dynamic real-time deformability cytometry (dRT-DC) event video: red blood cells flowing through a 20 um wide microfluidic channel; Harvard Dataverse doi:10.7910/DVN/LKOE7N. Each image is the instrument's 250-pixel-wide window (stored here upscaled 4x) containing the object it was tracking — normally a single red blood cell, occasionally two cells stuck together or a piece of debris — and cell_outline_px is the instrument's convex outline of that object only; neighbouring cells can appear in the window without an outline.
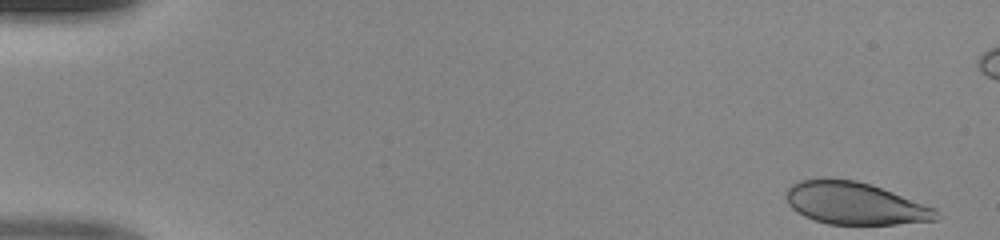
{"species": "human", "species_latin": "Homo sapiens", "temperature_condition": "room temperature", "stored_images_in_passage": 48, "camera_frame_rate_fps": 3000, "um_per_image_px": 0.085, "donor": {"sex": "male"}, "frame": {"image": 1, "passage_image": 1, "time_ms": 0.0, "image_size_px": [1000, 240], "cell_outline_px": [[936, 220], [896, 224], [828, 224], [804, 216], [796, 212], [788, 204], [784, 196], [788, 188], [792, 184], [800, 180], [824, 176], [856, 180], [872, 184], [936, 208]], "centroid_in_image_um": [72.6, 17.25], "position_along_channel_um": 12.4, "area_um2": 37.4}}
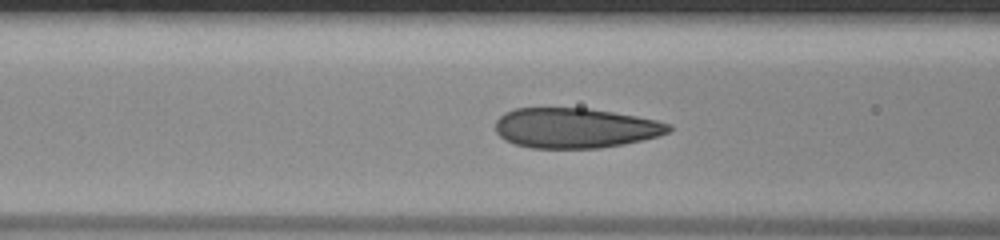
{"frame": {"image": 2, "passage_image": 19, "time_ms": 6.0, "image_size_px": [1000, 240], "cell_outline_px": [[672, 128], [668, 132], [656, 136], [624, 144], [600, 148], [532, 148], [516, 144], [504, 140], [496, 132], [496, 120], [504, 112], [516, 108], [588, 108], [636, 116], [656, 120], [672, 124]], "centroid_in_image_um": [48.87, 10.87], "position_along_channel_um": 117.7, "area_um2": 40.4}}
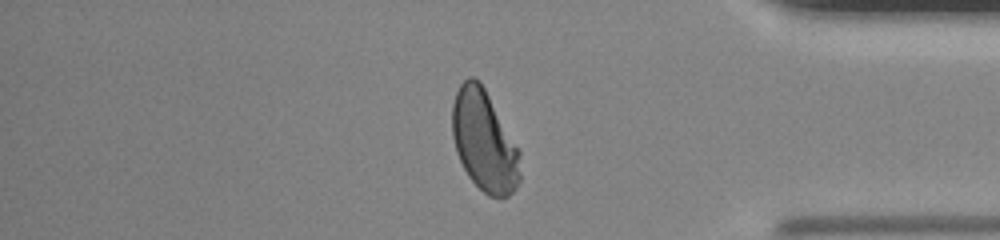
{"frame": {"image": 3, "passage_image": 40, "time_ms": 13.0, "image_size_px": [1000, 240], "cell_outline_px": [[520, 180], [516, 188], [508, 196], [488, 196], [468, 176], [456, 152], [452, 136], [452, 104], [456, 92], [460, 84], [468, 76], [472, 76], [480, 80], [520, 152]], "centroid_in_image_um": [41.14, 11.97], "position_along_channel_um": 394.1, "area_um2": 39.77}}